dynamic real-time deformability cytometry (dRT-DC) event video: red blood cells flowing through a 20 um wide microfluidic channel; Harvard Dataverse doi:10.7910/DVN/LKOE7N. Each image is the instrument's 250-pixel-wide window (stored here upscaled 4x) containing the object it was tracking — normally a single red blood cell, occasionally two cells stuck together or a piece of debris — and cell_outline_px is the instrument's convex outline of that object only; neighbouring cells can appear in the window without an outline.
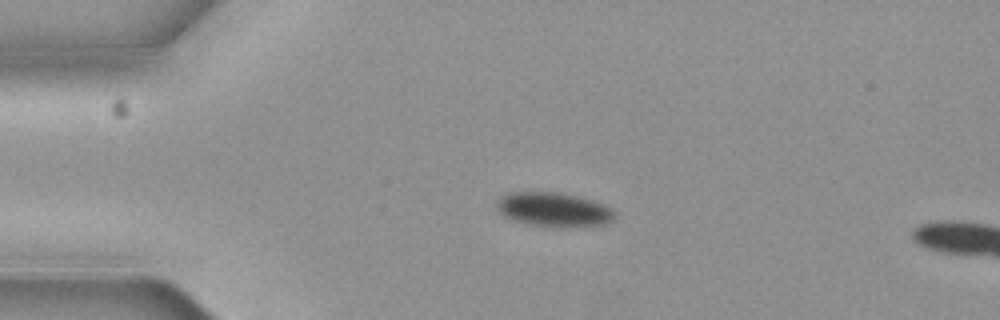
{"species": "common noctule bat (a hibernating species)", "species_latin": "Nyctalus noctula", "temperature_condition": "cold", "stored_images_in_passage": 5, "camera_frame_rate_fps": 3000, "um_per_image_px": 0.085, "animal": {"sex": "female", "body_mass_g": 19.3, "forearm_length_mm": 54.1}, "frame": {"image": 1, "passage_image": 3, "time_ms": 0.667, "image_size_px": [1000, 320], "cell_outline_px": [[616, 216], [612, 220], [604, 224], [568, 228], [528, 224], [512, 220], [504, 216], [496, 208], [496, 204], [508, 192], [560, 192], [592, 200], [604, 204], [616, 212]], "centroid_in_image_um": [47.09, 17.82], "position_along_channel_um": 37.9, "area_um2": 23.58}}